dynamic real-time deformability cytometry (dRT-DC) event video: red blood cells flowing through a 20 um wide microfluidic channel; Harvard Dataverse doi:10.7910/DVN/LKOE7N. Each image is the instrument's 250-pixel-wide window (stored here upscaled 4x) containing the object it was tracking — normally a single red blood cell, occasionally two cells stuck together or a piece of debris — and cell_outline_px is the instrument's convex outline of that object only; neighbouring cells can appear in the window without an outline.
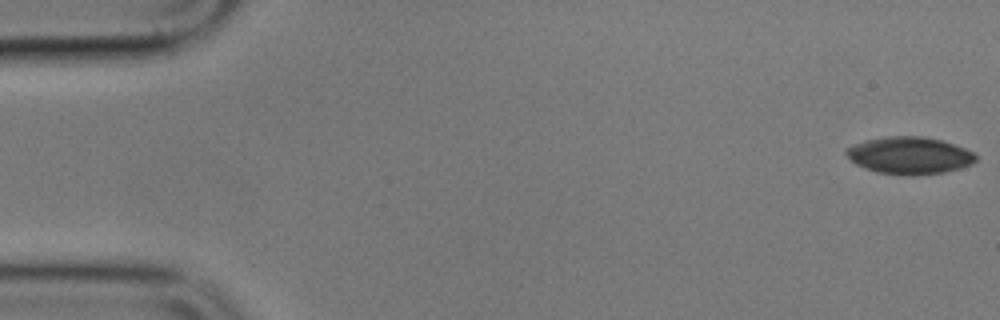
{"species": "common noctule bat (a hibernating species)", "species_latin": "Nyctalus noctula", "temperature_condition": "cold", "stored_images_in_passage": 8, "camera_frame_rate_fps": 3000, "um_per_image_px": 0.085, "animal": {"sex": "male", "body_mass_g": 17.9}, "frame": {"image": 1, "passage_image": 1, "time_ms": 0.0, "image_size_px": [1000, 320], "cell_outline_px": [[976, 160], [972, 164], [960, 168], [944, 172], [908, 176], [876, 172], [856, 164], [844, 152], [844, 148], [852, 144], [868, 140], [888, 136], [924, 136], [944, 140], [976, 152]], "centroid_in_image_um": [77.33, 13.2], "position_along_channel_um": 7.7, "area_um2": 28.32}}
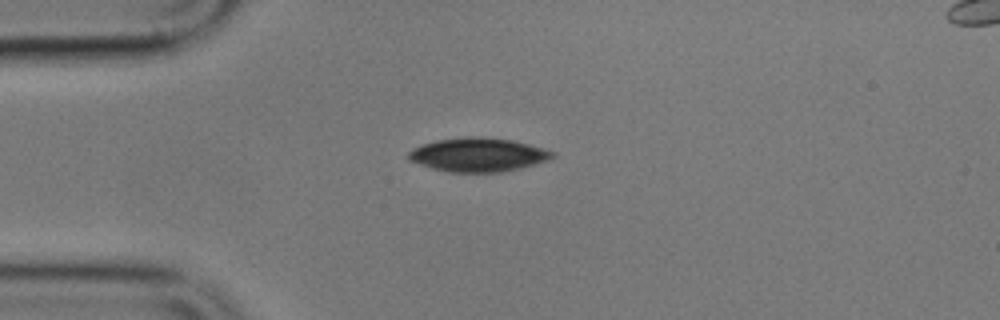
{"frame": {"image": 2, "passage_image": 5, "time_ms": 4.667, "image_size_px": [1000, 320], "cell_outline_px": [[556, 156], [520, 168], [500, 172], [448, 172], [432, 168], [408, 160], [408, 152], [412, 148], [436, 140], [464, 136], [484, 136], [512, 140], [544, 148], [556, 152]], "centroid_in_image_um": [40.61, 13.14], "position_along_channel_um": 44.4, "area_um2": 28.32}}